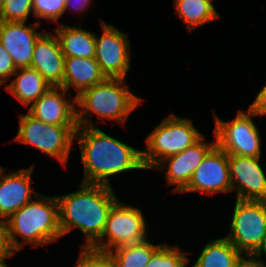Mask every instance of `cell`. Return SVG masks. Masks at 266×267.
Returning a JSON list of instances; mask_svg holds the SVG:
<instances>
[{"label":"cell","instance_id":"4","mask_svg":"<svg viewBox=\"0 0 266 267\" xmlns=\"http://www.w3.org/2000/svg\"><path fill=\"white\" fill-rule=\"evenodd\" d=\"M124 81L123 78H106L76 96L77 125L96 127L90 119L92 112L100 119H113L124 125L128 115L142 101L124 85Z\"/></svg>","mask_w":266,"mask_h":267},{"label":"cell","instance_id":"17","mask_svg":"<svg viewBox=\"0 0 266 267\" xmlns=\"http://www.w3.org/2000/svg\"><path fill=\"white\" fill-rule=\"evenodd\" d=\"M34 165L4 175L0 172V218L5 221L32 200L31 175ZM0 219V220H1Z\"/></svg>","mask_w":266,"mask_h":267},{"label":"cell","instance_id":"14","mask_svg":"<svg viewBox=\"0 0 266 267\" xmlns=\"http://www.w3.org/2000/svg\"><path fill=\"white\" fill-rule=\"evenodd\" d=\"M40 25L39 19L31 26H26V22L0 21V43L17 69L31 66L35 43L42 34L35 29Z\"/></svg>","mask_w":266,"mask_h":267},{"label":"cell","instance_id":"33","mask_svg":"<svg viewBox=\"0 0 266 267\" xmlns=\"http://www.w3.org/2000/svg\"><path fill=\"white\" fill-rule=\"evenodd\" d=\"M237 267H266V266L253 260L249 256L247 258H245L244 256L243 260L237 265Z\"/></svg>","mask_w":266,"mask_h":267},{"label":"cell","instance_id":"16","mask_svg":"<svg viewBox=\"0 0 266 267\" xmlns=\"http://www.w3.org/2000/svg\"><path fill=\"white\" fill-rule=\"evenodd\" d=\"M65 56L56 35L41 34L33 51L31 68L36 69L52 86L61 87L64 78Z\"/></svg>","mask_w":266,"mask_h":267},{"label":"cell","instance_id":"13","mask_svg":"<svg viewBox=\"0 0 266 267\" xmlns=\"http://www.w3.org/2000/svg\"><path fill=\"white\" fill-rule=\"evenodd\" d=\"M204 139L203 136L193 146L178 154L166 157L153 168L154 170L166 169L165 177L168 185H176L175 193H181L188 186L196 168L216 145V141L208 143Z\"/></svg>","mask_w":266,"mask_h":267},{"label":"cell","instance_id":"11","mask_svg":"<svg viewBox=\"0 0 266 267\" xmlns=\"http://www.w3.org/2000/svg\"><path fill=\"white\" fill-rule=\"evenodd\" d=\"M194 191L203 194L232 191L228 154L217 145L207 153L181 193Z\"/></svg>","mask_w":266,"mask_h":267},{"label":"cell","instance_id":"21","mask_svg":"<svg viewBox=\"0 0 266 267\" xmlns=\"http://www.w3.org/2000/svg\"><path fill=\"white\" fill-rule=\"evenodd\" d=\"M242 253L225 237L211 240L192 267H237Z\"/></svg>","mask_w":266,"mask_h":267},{"label":"cell","instance_id":"35","mask_svg":"<svg viewBox=\"0 0 266 267\" xmlns=\"http://www.w3.org/2000/svg\"><path fill=\"white\" fill-rule=\"evenodd\" d=\"M4 0H0V15L3 10Z\"/></svg>","mask_w":266,"mask_h":267},{"label":"cell","instance_id":"7","mask_svg":"<svg viewBox=\"0 0 266 267\" xmlns=\"http://www.w3.org/2000/svg\"><path fill=\"white\" fill-rule=\"evenodd\" d=\"M215 120L216 145L227 154L260 158L261 137L252 117L257 116L250 108L239 110L236 117L229 121L221 120L217 114Z\"/></svg>","mask_w":266,"mask_h":267},{"label":"cell","instance_id":"23","mask_svg":"<svg viewBox=\"0 0 266 267\" xmlns=\"http://www.w3.org/2000/svg\"><path fill=\"white\" fill-rule=\"evenodd\" d=\"M162 246L154 245L148 239L117 247L110 251L117 267H146L152 255ZM115 251V253H114Z\"/></svg>","mask_w":266,"mask_h":267},{"label":"cell","instance_id":"22","mask_svg":"<svg viewBox=\"0 0 266 267\" xmlns=\"http://www.w3.org/2000/svg\"><path fill=\"white\" fill-rule=\"evenodd\" d=\"M176 14L190 30L219 18L210 0H174Z\"/></svg>","mask_w":266,"mask_h":267},{"label":"cell","instance_id":"19","mask_svg":"<svg viewBox=\"0 0 266 267\" xmlns=\"http://www.w3.org/2000/svg\"><path fill=\"white\" fill-rule=\"evenodd\" d=\"M54 32L65 57L95 58V33L60 23Z\"/></svg>","mask_w":266,"mask_h":267},{"label":"cell","instance_id":"34","mask_svg":"<svg viewBox=\"0 0 266 267\" xmlns=\"http://www.w3.org/2000/svg\"><path fill=\"white\" fill-rule=\"evenodd\" d=\"M14 254L15 252L10 249L6 254L0 256V267H8V265L5 263V259L8 257H13Z\"/></svg>","mask_w":266,"mask_h":267},{"label":"cell","instance_id":"26","mask_svg":"<svg viewBox=\"0 0 266 267\" xmlns=\"http://www.w3.org/2000/svg\"><path fill=\"white\" fill-rule=\"evenodd\" d=\"M33 0H4L0 21L26 22L29 14H33Z\"/></svg>","mask_w":266,"mask_h":267},{"label":"cell","instance_id":"24","mask_svg":"<svg viewBox=\"0 0 266 267\" xmlns=\"http://www.w3.org/2000/svg\"><path fill=\"white\" fill-rule=\"evenodd\" d=\"M179 245L163 244L151 257L146 267H186L189 259Z\"/></svg>","mask_w":266,"mask_h":267},{"label":"cell","instance_id":"31","mask_svg":"<svg viewBox=\"0 0 266 267\" xmlns=\"http://www.w3.org/2000/svg\"><path fill=\"white\" fill-rule=\"evenodd\" d=\"M263 253L266 256V232L262 237L261 243L259 244L257 249L249 257L266 266V262H264V260H260Z\"/></svg>","mask_w":266,"mask_h":267},{"label":"cell","instance_id":"15","mask_svg":"<svg viewBox=\"0 0 266 267\" xmlns=\"http://www.w3.org/2000/svg\"><path fill=\"white\" fill-rule=\"evenodd\" d=\"M67 93L63 87H51L31 104L28 113L46 124L77 125L76 96L66 99Z\"/></svg>","mask_w":266,"mask_h":267},{"label":"cell","instance_id":"30","mask_svg":"<svg viewBox=\"0 0 266 267\" xmlns=\"http://www.w3.org/2000/svg\"><path fill=\"white\" fill-rule=\"evenodd\" d=\"M90 2L91 0H65V11L67 8H73L74 11H85Z\"/></svg>","mask_w":266,"mask_h":267},{"label":"cell","instance_id":"2","mask_svg":"<svg viewBox=\"0 0 266 267\" xmlns=\"http://www.w3.org/2000/svg\"><path fill=\"white\" fill-rule=\"evenodd\" d=\"M56 197L61 235L79 228L86 240L82 247H92L102 237L109 212L119 200L112 186L86 183L74 193Z\"/></svg>","mask_w":266,"mask_h":267},{"label":"cell","instance_id":"28","mask_svg":"<svg viewBox=\"0 0 266 267\" xmlns=\"http://www.w3.org/2000/svg\"><path fill=\"white\" fill-rule=\"evenodd\" d=\"M17 68L8 51L0 43V86L10 79V76L16 72Z\"/></svg>","mask_w":266,"mask_h":267},{"label":"cell","instance_id":"10","mask_svg":"<svg viewBox=\"0 0 266 267\" xmlns=\"http://www.w3.org/2000/svg\"><path fill=\"white\" fill-rule=\"evenodd\" d=\"M102 35H96L95 59L106 78H126L130 65V41L127 34L101 21Z\"/></svg>","mask_w":266,"mask_h":267},{"label":"cell","instance_id":"18","mask_svg":"<svg viewBox=\"0 0 266 267\" xmlns=\"http://www.w3.org/2000/svg\"><path fill=\"white\" fill-rule=\"evenodd\" d=\"M106 76L95 58L65 57L64 78L61 87L67 91L74 87L78 96L85 89L102 83Z\"/></svg>","mask_w":266,"mask_h":267},{"label":"cell","instance_id":"20","mask_svg":"<svg viewBox=\"0 0 266 267\" xmlns=\"http://www.w3.org/2000/svg\"><path fill=\"white\" fill-rule=\"evenodd\" d=\"M13 75L17 77L6 86V90L25 107L31 105L52 87L36 69L31 67L18 68Z\"/></svg>","mask_w":266,"mask_h":267},{"label":"cell","instance_id":"1","mask_svg":"<svg viewBox=\"0 0 266 267\" xmlns=\"http://www.w3.org/2000/svg\"><path fill=\"white\" fill-rule=\"evenodd\" d=\"M75 140L80 146L84 177L81 183L111 186L109 177L145 169L142 151L107 135L98 127L78 126Z\"/></svg>","mask_w":266,"mask_h":267},{"label":"cell","instance_id":"5","mask_svg":"<svg viewBox=\"0 0 266 267\" xmlns=\"http://www.w3.org/2000/svg\"><path fill=\"white\" fill-rule=\"evenodd\" d=\"M202 137L190 119L172 113L146 138L148 150L142 151L145 169H153L161 160L193 146Z\"/></svg>","mask_w":266,"mask_h":267},{"label":"cell","instance_id":"9","mask_svg":"<svg viewBox=\"0 0 266 267\" xmlns=\"http://www.w3.org/2000/svg\"><path fill=\"white\" fill-rule=\"evenodd\" d=\"M142 211L117 201L111 208L102 237L92 248L104 252L147 239ZM106 236V237H105ZM105 237V242L101 241Z\"/></svg>","mask_w":266,"mask_h":267},{"label":"cell","instance_id":"27","mask_svg":"<svg viewBox=\"0 0 266 267\" xmlns=\"http://www.w3.org/2000/svg\"><path fill=\"white\" fill-rule=\"evenodd\" d=\"M33 14L37 18L56 21L65 13V0H33Z\"/></svg>","mask_w":266,"mask_h":267},{"label":"cell","instance_id":"3","mask_svg":"<svg viewBox=\"0 0 266 267\" xmlns=\"http://www.w3.org/2000/svg\"><path fill=\"white\" fill-rule=\"evenodd\" d=\"M34 195L36 200H31L4 221L8 246L14 252L24 248L16 236L32 246L50 244L62 236L56 195L49 197L37 192Z\"/></svg>","mask_w":266,"mask_h":267},{"label":"cell","instance_id":"12","mask_svg":"<svg viewBox=\"0 0 266 267\" xmlns=\"http://www.w3.org/2000/svg\"><path fill=\"white\" fill-rule=\"evenodd\" d=\"M259 161L260 158L228 154L231 187L237 190L236 199L266 201V174Z\"/></svg>","mask_w":266,"mask_h":267},{"label":"cell","instance_id":"32","mask_svg":"<svg viewBox=\"0 0 266 267\" xmlns=\"http://www.w3.org/2000/svg\"><path fill=\"white\" fill-rule=\"evenodd\" d=\"M9 246L5 231V222L0 220V256L6 254L9 251Z\"/></svg>","mask_w":266,"mask_h":267},{"label":"cell","instance_id":"29","mask_svg":"<svg viewBox=\"0 0 266 267\" xmlns=\"http://www.w3.org/2000/svg\"><path fill=\"white\" fill-rule=\"evenodd\" d=\"M249 108L258 116L266 115V85L261 88L254 102Z\"/></svg>","mask_w":266,"mask_h":267},{"label":"cell","instance_id":"8","mask_svg":"<svg viewBox=\"0 0 266 267\" xmlns=\"http://www.w3.org/2000/svg\"><path fill=\"white\" fill-rule=\"evenodd\" d=\"M266 232V201L236 199L229 234L225 237L246 257Z\"/></svg>","mask_w":266,"mask_h":267},{"label":"cell","instance_id":"6","mask_svg":"<svg viewBox=\"0 0 266 267\" xmlns=\"http://www.w3.org/2000/svg\"><path fill=\"white\" fill-rule=\"evenodd\" d=\"M19 116L20 125L14 141L30 144L66 166L78 125L46 124L28 112Z\"/></svg>","mask_w":266,"mask_h":267},{"label":"cell","instance_id":"25","mask_svg":"<svg viewBox=\"0 0 266 267\" xmlns=\"http://www.w3.org/2000/svg\"><path fill=\"white\" fill-rule=\"evenodd\" d=\"M81 254L74 267H117L110 252L96 250L92 247H82Z\"/></svg>","mask_w":266,"mask_h":267}]
</instances>
